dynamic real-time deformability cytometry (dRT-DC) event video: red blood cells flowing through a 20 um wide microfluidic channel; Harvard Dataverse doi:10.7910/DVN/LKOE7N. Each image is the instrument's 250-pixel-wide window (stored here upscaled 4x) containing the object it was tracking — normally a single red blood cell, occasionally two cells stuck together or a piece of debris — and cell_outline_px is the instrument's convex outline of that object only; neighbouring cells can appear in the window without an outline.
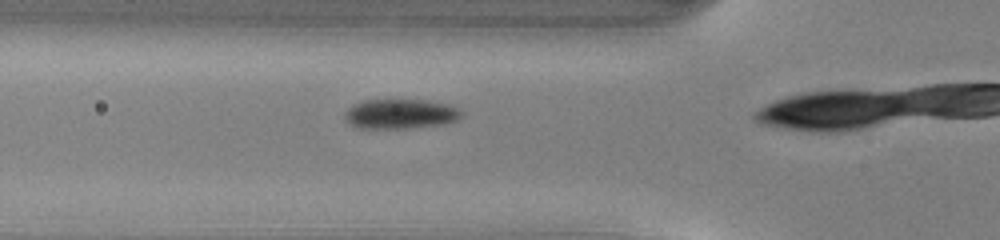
{"species": "common noctule bat (a hibernating species)", "species_latin": "Nyctalus noctula", "temperature_condition": "warm", "stored_images_in_passage": 16, "camera_frame_rate_fps": 3000, "um_per_image_px": 0.085, "animal": {"sex": "male", "body_mass_g": 13.0, "forearm_length_mm": 53.1}, "frame": {"image": 1, "passage_image": 13, "time_ms": 4.0, "image_size_px": [1000, 240], "cell_outline_px": [[464, 116], [456, 120], [444, 124], [408, 128], [356, 128], [344, 116], [344, 112], [352, 104], [364, 100], [424, 100], [448, 104], [464, 112]], "centroid_in_image_um": [34.05, 9.68], "position_along_channel_um": 91.8, "area_um2": 20.23}}